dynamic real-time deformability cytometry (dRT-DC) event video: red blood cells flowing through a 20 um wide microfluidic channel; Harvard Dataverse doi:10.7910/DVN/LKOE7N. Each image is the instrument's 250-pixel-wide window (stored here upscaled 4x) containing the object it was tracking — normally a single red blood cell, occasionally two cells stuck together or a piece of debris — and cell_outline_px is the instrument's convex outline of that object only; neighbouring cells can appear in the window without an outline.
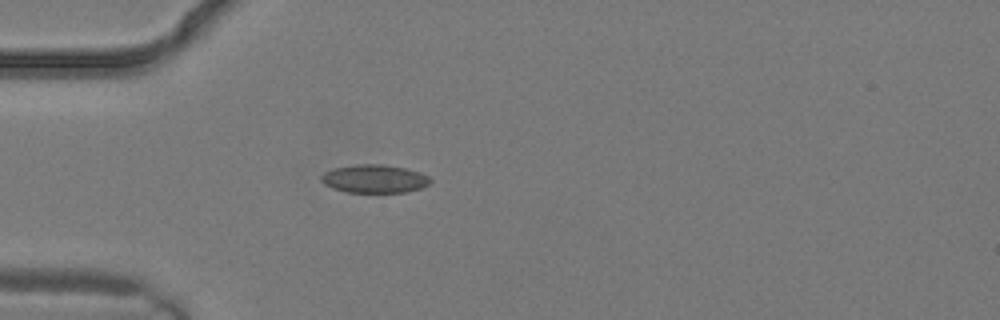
{"species": "common noctule bat (a hibernating species)", "species_latin": "Nyctalus noctula", "temperature_condition": "warm", "stored_images_in_passage": 3, "camera_frame_rate_fps": 3000, "um_per_image_px": 0.085, "animal": {"sex": "male", "body_mass_g": 19.2, "forearm_length_mm": 51.8}, "frame": {"image": 1, "passage_image": 3, "time_ms": 0.667, "image_size_px": [1000, 320], "cell_outline_px": [[432, 180], [428, 184], [420, 188], [408, 192], [348, 192], [332, 188], [324, 184], [320, 180], [320, 176], [324, 172], [336, 168], [356, 164], [384, 164], [404, 168], [420, 172], [428, 176]], "centroid_in_image_um": [31.82, 15.19], "position_along_channel_um": 53.2, "area_um2": 17.92}}